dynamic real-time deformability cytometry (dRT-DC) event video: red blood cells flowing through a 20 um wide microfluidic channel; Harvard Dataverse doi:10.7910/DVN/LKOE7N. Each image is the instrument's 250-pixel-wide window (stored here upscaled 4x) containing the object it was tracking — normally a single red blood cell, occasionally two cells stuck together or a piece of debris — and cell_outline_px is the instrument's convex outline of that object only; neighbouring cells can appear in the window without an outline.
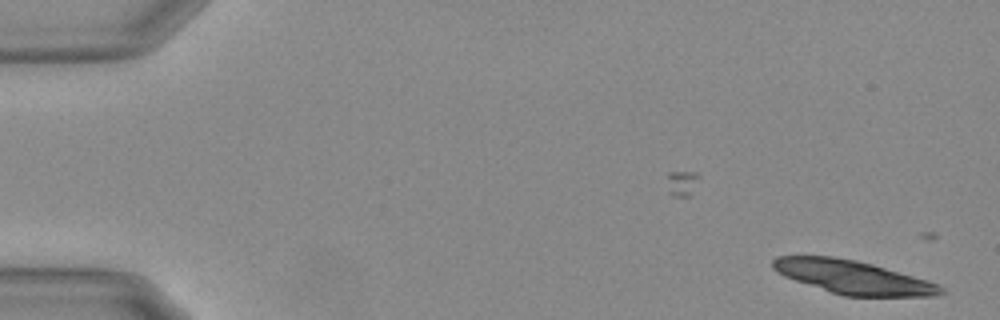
{"species": "Egyptian fruit bat (a non-hibernating species)", "species_latin": "Rousettus aegyptiacus", "temperature_condition": "warm", "stored_images_in_passage": 12, "camera_frame_rate_fps": 3000, "um_per_image_px": 0.085, "animal": {"sex": "female"}, "frame": {"image": 1, "passage_image": 1, "time_ms": 0.0, "image_size_px": [1000, 320], "cell_outline_px": [[944, 292], [936, 296], [844, 296], [784, 276], [776, 272], [772, 268], [772, 260], [776, 256], [832, 256], [856, 260], [872, 264], [912, 276], [936, 284], [944, 288]], "centroid_in_image_um": [72.46, 23.55], "position_along_channel_um": 12.5, "area_um2": 32.19}}